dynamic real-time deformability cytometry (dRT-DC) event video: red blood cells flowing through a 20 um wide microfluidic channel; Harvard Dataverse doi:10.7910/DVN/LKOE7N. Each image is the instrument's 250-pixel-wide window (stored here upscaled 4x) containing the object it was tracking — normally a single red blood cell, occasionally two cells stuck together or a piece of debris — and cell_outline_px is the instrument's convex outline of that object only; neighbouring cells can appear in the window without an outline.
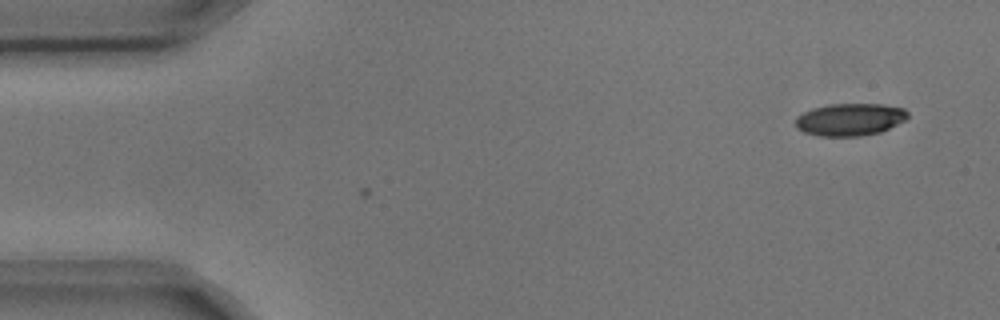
{"species": "common noctule bat (a hibernating species)", "species_latin": "Nyctalus noctula", "temperature_condition": "cold", "stored_images_in_passage": 3, "camera_frame_rate_fps": 3000, "um_per_image_px": 0.085, "animal": {"sex": "male", "body_mass_g": 17.9, "forearm_length_mm": 54.2}, "frame": {"image": 1, "passage_image": 3, "time_ms": 0.667, "image_size_px": [1000, 320], "cell_outline_px": [[908, 116], [904, 120], [880, 132], [860, 136], [820, 136], [804, 132], [796, 128], [796, 116], [812, 108], [828, 104], [884, 104], [904, 108], [908, 112]], "centroid_in_image_um": [72.22, 10.15], "position_along_channel_um": 12.8, "area_um2": 21.15}}